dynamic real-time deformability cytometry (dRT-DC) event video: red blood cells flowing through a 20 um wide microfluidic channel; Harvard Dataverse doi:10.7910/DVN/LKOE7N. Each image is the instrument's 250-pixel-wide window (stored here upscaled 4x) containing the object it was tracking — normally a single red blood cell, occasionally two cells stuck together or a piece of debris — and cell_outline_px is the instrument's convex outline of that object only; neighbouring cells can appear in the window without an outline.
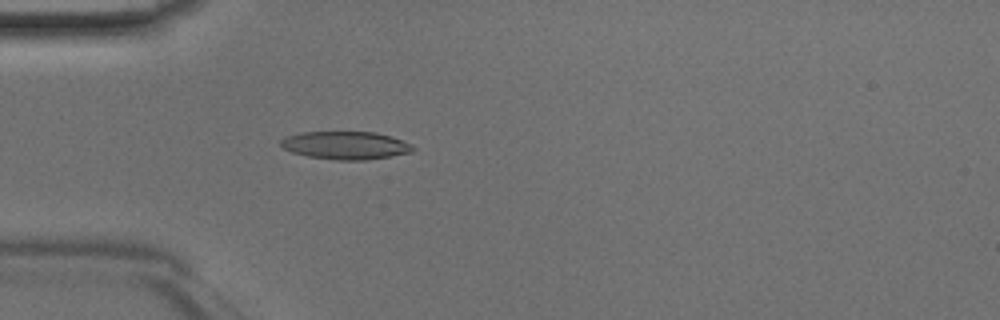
{"species": "Egyptian fruit bat (a non-hibernating species)", "species_latin": "Rousettus aegyptiacus", "temperature_condition": "room temperature", "stored_images_in_passage": 38, "camera_frame_rate_fps": 3000, "um_per_image_px": 0.085, "animal": {"sex": "male"}, "frame": {"image": 1, "passage_image": 5, "time_ms": 1.333, "image_size_px": [1000, 320], "cell_outline_px": [[416, 148], [412, 152], [364, 160], [336, 160], [308, 156], [292, 152], [284, 148], [280, 144], [280, 140], [288, 136], [300, 132], [376, 132], [392, 136], [412, 144]], "centroid_in_image_um": [29.4, 12.35], "position_along_channel_um": 55.6, "area_um2": 21.44}}
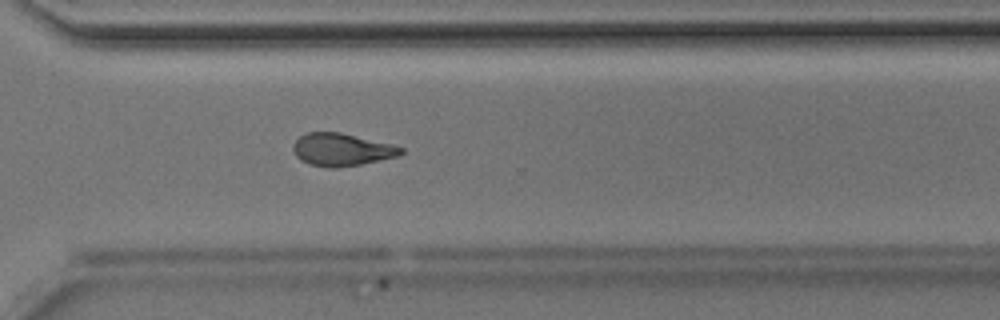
{"frame": {"image": 2, "passage_image": 25, "time_ms": 8.0, "image_size_px": [1000, 320], "cell_outline_px": [[404, 152], [400, 156], [360, 164], [336, 168], [328, 168], [308, 164], [300, 160], [296, 156], [292, 148], [296, 140], [304, 132], [340, 132], [404, 148]], "centroid_in_image_um": [29.0, 12.73], "position_along_channel_um": 341.6, "area_um2": 20.4}}
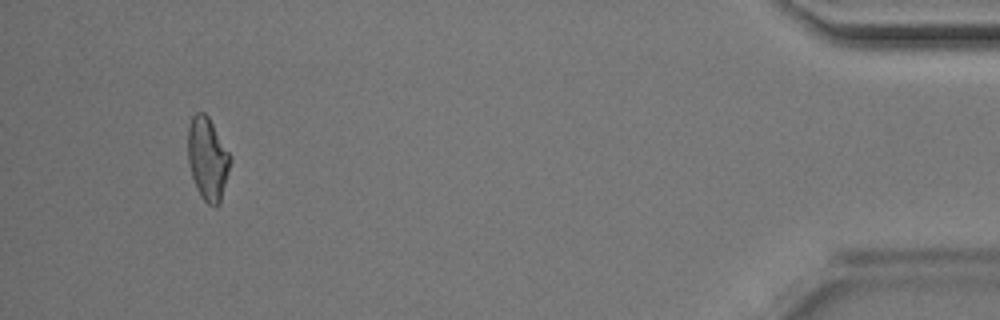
{"frame": {"image": 3, "passage_image": 35, "time_ms": 11.333, "image_size_px": [1000, 320], "cell_outline_px": [[232, 160], [220, 204], [216, 208], [208, 204], [200, 196], [196, 188], [188, 164], [188, 128], [192, 116], [196, 112], [204, 112], [208, 116], [232, 156]], "centroid_in_image_um": [17.66, 13.52], "position_along_channel_um": 417.5, "area_um2": 20.75}}